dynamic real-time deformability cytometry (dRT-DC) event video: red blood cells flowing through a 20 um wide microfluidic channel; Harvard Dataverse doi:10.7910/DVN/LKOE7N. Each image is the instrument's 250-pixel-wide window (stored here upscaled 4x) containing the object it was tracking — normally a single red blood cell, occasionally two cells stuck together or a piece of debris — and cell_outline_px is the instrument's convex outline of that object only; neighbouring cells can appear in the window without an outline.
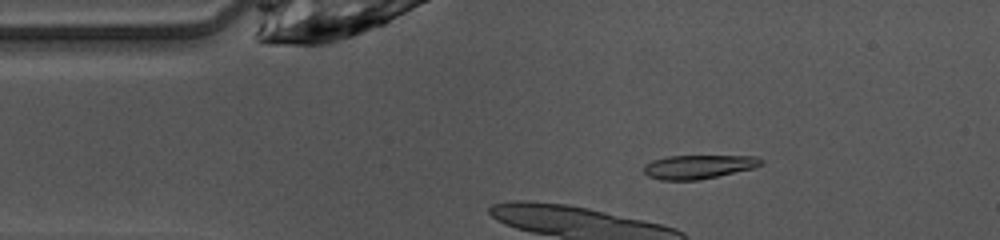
{"species": "common noctule bat (a hibernating species)", "species_latin": "Nyctalus noctula", "temperature_condition": "warm", "stored_images_in_passage": 46, "camera_frame_rate_fps": 3000, "um_per_image_px": 0.085, "animal": {"sex": "female", "body_mass_g": 10.0, "forearm_length_mm": 53.1}, "frame": {"image": 1, "passage_image": 7, "time_ms": 2.0, "image_size_px": [1000, 240], "cell_outline_px": [[764, 164], [752, 168], [700, 180], [660, 180], [648, 176], [644, 172], [644, 164], [652, 160], [668, 156], [756, 156], [764, 160]], "centroid_in_image_um": [59.36, 14.17], "position_along_channel_um": 25.6, "area_um2": 16.3}}
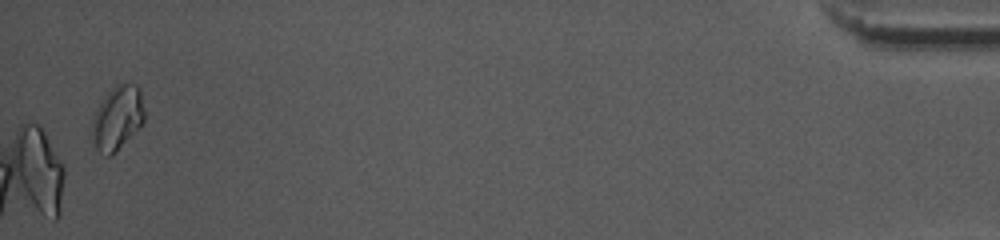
{"frame": {"image": 2, "passage_image": 46, "time_ms": 15.0, "image_size_px": [1000, 240], "cell_outline_px": [[144, 120], [112, 156], [104, 156], [96, 148], [88, 136], [92, 116], [96, 108], [104, 96], [116, 84], [124, 80], [136, 84], [140, 88], [144, 112]], "centroid_in_image_um": [9.91, 10.0], "position_along_channel_um": 425.3, "area_um2": 20.11}, "authors_computed_cell_mechanics": {"area_um2": 20.5768, "velocity_mm_per_s": 4.0952, "shape_relaxation_time_tau1_ms": 3.2243, "shape_relaxation_time_tau2_ms": 1.3821, "deformation_change_tau1": 0.1756, "deformation_change_tau2": 0.0728}}